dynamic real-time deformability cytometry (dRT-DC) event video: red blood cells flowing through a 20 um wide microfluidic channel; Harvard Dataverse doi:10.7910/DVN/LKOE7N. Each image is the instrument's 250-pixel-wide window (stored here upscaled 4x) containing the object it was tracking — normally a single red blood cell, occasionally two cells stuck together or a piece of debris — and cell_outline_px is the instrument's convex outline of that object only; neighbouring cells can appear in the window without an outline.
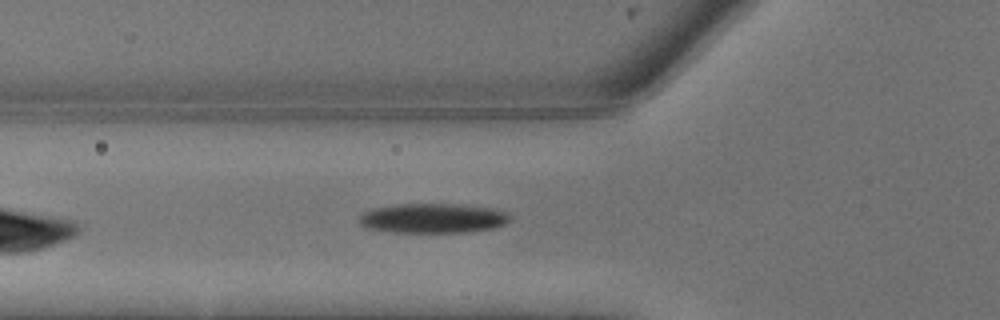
{"species": "common noctule bat (a hibernating species)", "species_latin": "Nyctalus noctula", "temperature_condition": "warm", "stored_images_in_passage": 9, "camera_frame_rate_fps": 3000, "um_per_image_px": 0.085, "animal": {"sex": "male", "body_mass_g": 13.3}, "frame": {"image": 1, "passage_image": 9, "time_ms": 2.667, "image_size_px": [1000, 320], "cell_outline_px": [[512, 216], [504, 224], [492, 228], [464, 232], [396, 232], [368, 228], [360, 224], [356, 220], [364, 212], [372, 208], [392, 204], [464, 204], [492, 208], [508, 212]], "centroid_in_image_um": [36.78, 18.53], "position_along_channel_um": 89.0, "area_um2": 26.18}}